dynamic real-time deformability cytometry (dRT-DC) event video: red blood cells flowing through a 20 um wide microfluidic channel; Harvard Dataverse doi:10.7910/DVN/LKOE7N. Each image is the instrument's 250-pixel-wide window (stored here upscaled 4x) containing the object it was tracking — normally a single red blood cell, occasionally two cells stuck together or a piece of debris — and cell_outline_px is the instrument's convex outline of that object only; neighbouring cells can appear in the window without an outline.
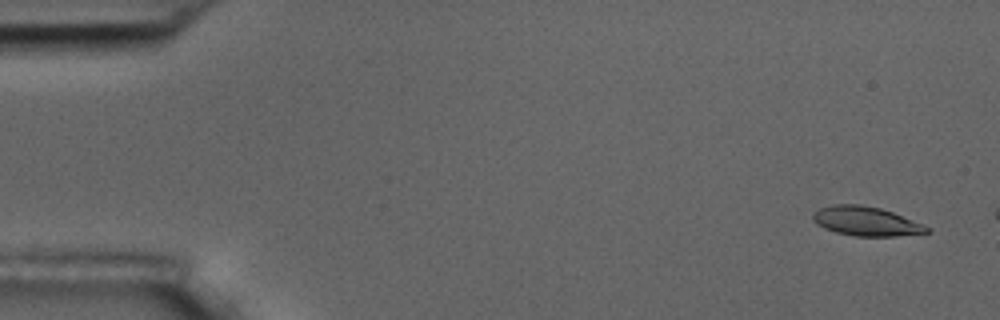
{"species": "common noctule bat (a hibernating species)", "species_latin": "Nyctalus noctula", "temperature_condition": "room temperature", "stored_images_in_passage": 3, "camera_frame_rate_fps": 3000, "um_per_image_px": 0.085, "animal": {"sex": "male", "body_mass_g": 17.5, "forearm_length_mm": 52.3}, "frame": {"image": 1, "passage_image": 1, "time_ms": 0.0, "image_size_px": [1000, 320], "cell_outline_px": [[932, 228], [928, 232], [896, 236], [852, 236], [836, 232], [824, 228], [816, 224], [812, 220], [812, 216], [820, 208], [832, 204], [860, 204], [880, 208], [892, 212]], "centroid_in_image_um": [73.58, 18.8], "position_along_channel_um": 11.4, "area_um2": 19.31}}